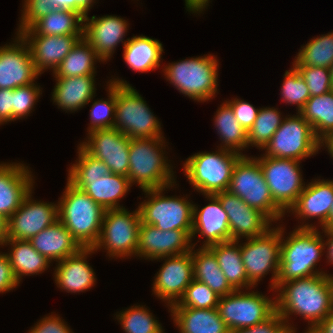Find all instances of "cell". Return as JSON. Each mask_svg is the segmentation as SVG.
<instances>
[{
    "instance_id": "cell-1",
    "label": "cell",
    "mask_w": 333,
    "mask_h": 333,
    "mask_svg": "<svg viewBox=\"0 0 333 333\" xmlns=\"http://www.w3.org/2000/svg\"><path fill=\"white\" fill-rule=\"evenodd\" d=\"M276 312L286 322L290 333H296L290 316L299 315L315 328L333 312V274L313 275L282 283L276 290ZM279 292V293H278Z\"/></svg>"
},
{
    "instance_id": "cell-2",
    "label": "cell",
    "mask_w": 333,
    "mask_h": 333,
    "mask_svg": "<svg viewBox=\"0 0 333 333\" xmlns=\"http://www.w3.org/2000/svg\"><path fill=\"white\" fill-rule=\"evenodd\" d=\"M282 226L281 257L276 289L290 280L328 274L316 268L325 252L322 232L318 228H295L285 237Z\"/></svg>"
},
{
    "instance_id": "cell-3",
    "label": "cell",
    "mask_w": 333,
    "mask_h": 333,
    "mask_svg": "<svg viewBox=\"0 0 333 333\" xmlns=\"http://www.w3.org/2000/svg\"><path fill=\"white\" fill-rule=\"evenodd\" d=\"M165 143H167L165 137L130 140L127 177L131 185L136 183L143 191L168 187L176 183L173 165L169 164L170 160L165 154L167 152L164 150Z\"/></svg>"
},
{
    "instance_id": "cell-4",
    "label": "cell",
    "mask_w": 333,
    "mask_h": 333,
    "mask_svg": "<svg viewBox=\"0 0 333 333\" xmlns=\"http://www.w3.org/2000/svg\"><path fill=\"white\" fill-rule=\"evenodd\" d=\"M58 202V220L83 248H93L101 233L105 209L67 180Z\"/></svg>"
},
{
    "instance_id": "cell-5",
    "label": "cell",
    "mask_w": 333,
    "mask_h": 333,
    "mask_svg": "<svg viewBox=\"0 0 333 333\" xmlns=\"http://www.w3.org/2000/svg\"><path fill=\"white\" fill-rule=\"evenodd\" d=\"M219 61L215 55L190 57L162 68L165 79L180 93L197 102H206L217 95Z\"/></svg>"
},
{
    "instance_id": "cell-6",
    "label": "cell",
    "mask_w": 333,
    "mask_h": 333,
    "mask_svg": "<svg viewBox=\"0 0 333 333\" xmlns=\"http://www.w3.org/2000/svg\"><path fill=\"white\" fill-rule=\"evenodd\" d=\"M116 84L115 121L113 128L132 138L164 137L161 122L154 116L143 97L127 81L112 78Z\"/></svg>"
},
{
    "instance_id": "cell-7",
    "label": "cell",
    "mask_w": 333,
    "mask_h": 333,
    "mask_svg": "<svg viewBox=\"0 0 333 333\" xmlns=\"http://www.w3.org/2000/svg\"><path fill=\"white\" fill-rule=\"evenodd\" d=\"M242 155L218 148L215 152H198L183 163V173L189 183L203 195L228 191L232 172Z\"/></svg>"
},
{
    "instance_id": "cell-8",
    "label": "cell",
    "mask_w": 333,
    "mask_h": 333,
    "mask_svg": "<svg viewBox=\"0 0 333 333\" xmlns=\"http://www.w3.org/2000/svg\"><path fill=\"white\" fill-rule=\"evenodd\" d=\"M228 191L265 214L272 222L277 223L285 217L286 213L274 202L261 166L253 156L245 154L238 159Z\"/></svg>"
},
{
    "instance_id": "cell-9",
    "label": "cell",
    "mask_w": 333,
    "mask_h": 333,
    "mask_svg": "<svg viewBox=\"0 0 333 333\" xmlns=\"http://www.w3.org/2000/svg\"><path fill=\"white\" fill-rule=\"evenodd\" d=\"M176 183L158 189L143 190L147 199L139 204L141 222L161 230H184L192 233L193 201L188 197L166 196L163 192Z\"/></svg>"
},
{
    "instance_id": "cell-10",
    "label": "cell",
    "mask_w": 333,
    "mask_h": 333,
    "mask_svg": "<svg viewBox=\"0 0 333 333\" xmlns=\"http://www.w3.org/2000/svg\"><path fill=\"white\" fill-rule=\"evenodd\" d=\"M323 147V143L315 136L312 126L300 113L287 115L270 141L262 150L263 156L304 160Z\"/></svg>"
},
{
    "instance_id": "cell-11",
    "label": "cell",
    "mask_w": 333,
    "mask_h": 333,
    "mask_svg": "<svg viewBox=\"0 0 333 333\" xmlns=\"http://www.w3.org/2000/svg\"><path fill=\"white\" fill-rule=\"evenodd\" d=\"M141 217L139 209H108L102 221L101 233L93 249H105L109 258H129L137 256L139 227Z\"/></svg>"
},
{
    "instance_id": "cell-12",
    "label": "cell",
    "mask_w": 333,
    "mask_h": 333,
    "mask_svg": "<svg viewBox=\"0 0 333 333\" xmlns=\"http://www.w3.org/2000/svg\"><path fill=\"white\" fill-rule=\"evenodd\" d=\"M240 243V253L248 280L256 287L265 275L272 273L270 291L276 290L281 257V226Z\"/></svg>"
},
{
    "instance_id": "cell-13",
    "label": "cell",
    "mask_w": 333,
    "mask_h": 333,
    "mask_svg": "<svg viewBox=\"0 0 333 333\" xmlns=\"http://www.w3.org/2000/svg\"><path fill=\"white\" fill-rule=\"evenodd\" d=\"M243 291L235 290L218 301V313L230 331L263 323L276 313V297Z\"/></svg>"
},
{
    "instance_id": "cell-14",
    "label": "cell",
    "mask_w": 333,
    "mask_h": 333,
    "mask_svg": "<svg viewBox=\"0 0 333 333\" xmlns=\"http://www.w3.org/2000/svg\"><path fill=\"white\" fill-rule=\"evenodd\" d=\"M261 156L255 158L261 166L272 198L287 213L306 185L300 170L301 161Z\"/></svg>"
},
{
    "instance_id": "cell-15",
    "label": "cell",
    "mask_w": 333,
    "mask_h": 333,
    "mask_svg": "<svg viewBox=\"0 0 333 333\" xmlns=\"http://www.w3.org/2000/svg\"><path fill=\"white\" fill-rule=\"evenodd\" d=\"M80 146L91 156L102 160L111 173L127 177L130 138L116 128L97 129L87 134Z\"/></svg>"
},
{
    "instance_id": "cell-16",
    "label": "cell",
    "mask_w": 333,
    "mask_h": 333,
    "mask_svg": "<svg viewBox=\"0 0 333 333\" xmlns=\"http://www.w3.org/2000/svg\"><path fill=\"white\" fill-rule=\"evenodd\" d=\"M32 191L34 190L30 191L18 210L8 218L7 240L29 241L58 220V205L33 200Z\"/></svg>"
},
{
    "instance_id": "cell-17",
    "label": "cell",
    "mask_w": 333,
    "mask_h": 333,
    "mask_svg": "<svg viewBox=\"0 0 333 333\" xmlns=\"http://www.w3.org/2000/svg\"><path fill=\"white\" fill-rule=\"evenodd\" d=\"M165 260L154 277L152 292L167 304L168 309L183 296L185 289L193 280V261L191 251L175 256L162 257Z\"/></svg>"
},
{
    "instance_id": "cell-18",
    "label": "cell",
    "mask_w": 333,
    "mask_h": 333,
    "mask_svg": "<svg viewBox=\"0 0 333 333\" xmlns=\"http://www.w3.org/2000/svg\"><path fill=\"white\" fill-rule=\"evenodd\" d=\"M191 236L184 230H161L146 223L140 224L137 257L155 259L181 255L192 250Z\"/></svg>"
},
{
    "instance_id": "cell-19",
    "label": "cell",
    "mask_w": 333,
    "mask_h": 333,
    "mask_svg": "<svg viewBox=\"0 0 333 333\" xmlns=\"http://www.w3.org/2000/svg\"><path fill=\"white\" fill-rule=\"evenodd\" d=\"M16 35L14 43L0 47V89L32 84L40 76L28 45L19 34Z\"/></svg>"
},
{
    "instance_id": "cell-20",
    "label": "cell",
    "mask_w": 333,
    "mask_h": 333,
    "mask_svg": "<svg viewBox=\"0 0 333 333\" xmlns=\"http://www.w3.org/2000/svg\"><path fill=\"white\" fill-rule=\"evenodd\" d=\"M333 203V180L314 179L308 184L298 196L295 204L288 210V213L295 215L301 225L296 228H317L308 221L310 218H318L321 229L329 228V212ZM301 218V219H300Z\"/></svg>"
},
{
    "instance_id": "cell-21",
    "label": "cell",
    "mask_w": 333,
    "mask_h": 333,
    "mask_svg": "<svg viewBox=\"0 0 333 333\" xmlns=\"http://www.w3.org/2000/svg\"><path fill=\"white\" fill-rule=\"evenodd\" d=\"M226 211L231 240L248 239L265 234L272 226V221L259 210L248 206L241 198L229 191L215 194Z\"/></svg>"
},
{
    "instance_id": "cell-22",
    "label": "cell",
    "mask_w": 333,
    "mask_h": 333,
    "mask_svg": "<svg viewBox=\"0 0 333 333\" xmlns=\"http://www.w3.org/2000/svg\"><path fill=\"white\" fill-rule=\"evenodd\" d=\"M127 22L116 15L84 17L83 38L93 47L103 63L112 58L120 42L123 47L128 42L129 38L124 39L129 27Z\"/></svg>"
},
{
    "instance_id": "cell-23",
    "label": "cell",
    "mask_w": 333,
    "mask_h": 333,
    "mask_svg": "<svg viewBox=\"0 0 333 333\" xmlns=\"http://www.w3.org/2000/svg\"><path fill=\"white\" fill-rule=\"evenodd\" d=\"M208 205L198 208L193 204L191 240L196 234L205 237L204 244L200 247H209L220 242L230 241L231 232L226 211L216 195H204Z\"/></svg>"
},
{
    "instance_id": "cell-24",
    "label": "cell",
    "mask_w": 333,
    "mask_h": 333,
    "mask_svg": "<svg viewBox=\"0 0 333 333\" xmlns=\"http://www.w3.org/2000/svg\"><path fill=\"white\" fill-rule=\"evenodd\" d=\"M33 178L24 163H0V214L9 218L18 210L34 189Z\"/></svg>"
},
{
    "instance_id": "cell-25",
    "label": "cell",
    "mask_w": 333,
    "mask_h": 333,
    "mask_svg": "<svg viewBox=\"0 0 333 333\" xmlns=\"http://www.w3.org/2000/svg\"><path fill=\"white\" fill-rule=\"evenodd\" d=\"M30 49L36 71L41 75L47 69L54 72L83 35H20ZM46 69V70H45Z\"/></svg>"
},
{
    "instance_id": "cell-26",
    "label": "cell",
    "mask_w": 333,
    "mask_h": 333,
    "mask_svg": "<svg viewBox=\"0 0 333 333\" xmlns=\"http://www.w3.org/2000/svg\"><path fill=\"white\" fill-rule=\"evenodd\" d=\"M91 253H95L93 248H82L78 253L56 263L53 274L56 286L62 291L79 294L95 286L96 273L87 261Z\"/></svg>"
},
{
    "instance_id": "cell-27",
    "label": "cell",
    "mask_w": 333,
    "mask_h": 333,
    "mask_svg": "<svg viewBox=\"0 0 333 333\" xmlns=\"http://www.w3.org/2000/svg\"><path fill=\"white\" fill-rule=\"evenodd\" d=\"M55 80L51 99L63 111L80 110L95 98V75L55 77Z\"/></svg>"
},
{
    "instance_id": "cell-28",
    "label": "cell",
    "mask_w": 333,
    "mask_h": 333,
    "mask_svg": "<svg viewBox=\"0 0 333 333\" xmlns=\"http://www.w3.org/2000/svg\"><path fill=\"white\" fill-rule=\"evenodd\" d=\"M29 242L50 262H59L83 248L59 220L40 231Z\"/></svg>"
},
{
    "instance_id": "cell-29",
    "label": "cell",
    "mask_w": 333,
    "mask_h": 333,
    "mask_svg": "<svg viewBox=\"0 0 333 333\" xmlns=\"http://www.w3.org/2000/svg\"><path fill=\"white\" fill-rule=\"evenodd\" d=\"M68 181L75 187L85 191L105 210L124 208L119 201L126 196L132 186L128 177L113 173L100 179Z\"/></svg>"
},
{
    "instance_id": "cell-30",
    "label": "cell",
    "mask_w": 333,
    "mask_h": 333,
    "mask_svg": "<svg viewBox=\"0 0 333 333\" xmlns=\"http://www.w3.org/2000/svg\"><path fill=\"white\" fill-rule=\"evenodd\" d=\"M168 312H171L179 333H229L230 331L217 308L170 307Z\"/></svg>"
},
{
    "instance_id": "cell-31",
    "label": "cell",
    "mask_w": 333,
    "mask_h": 333,
    "mask_svg": "<svg viewBox=\"0 0 333 333\" xmlns=\"http://www.w3.org/2000/svg\"><path fill=\"white\" fill-rule=\"evenodd\" d=\"M163 44L144 35L133 36L123 47V59L134 71L145 73L160 67Z\"/></svg>"
},
{
    "instance_id": "cell-32",
    "label": "cell",
    "mask_w": 333,
    "mask_h": 333,
    "mask_svg": "<svg viewBox=\"0 0 333 333\" xmlns=\"http://www.w3.org/2000/svg\"><path fill=\"white\" fill-rule=\"evenodd\" d=\"M194 249L195 246L191 250L193 279L206 284L219 297L234 292L235 289L224 276L214 253L208 247Z\"/></svg>"
},
{
    "instance_id": "cell-33",
    "label": "cell",
    "mask_w": 333,
    "mask_h": 333,
    "mask_svg": "<svg viewBox=\"0 0 333 333\" xmlns=\"http://www.w3.org/2000/svg\"><path fill=\"white\" fill-rule=\"evenodd\" d=\"M9 246L7 256L16 281L20 284L23 276L42 274L50 266V261L37 252L29 241L6 240L3 246Z\"/></svg>"
},
{
    "instance_id": "cell-34",
    "label": "cell",
    "mask_w": 333,
    "mask_h": 333,
    "mask_svg": "<svg viewBox=\"0 0 333 333\" xmlns=\"http://www.w3.org/2000/svg\"><path fill=\"white\" fill-rule=\"evenodd\" d=\"M239 242L230 240L211 245L208 248L216 256L220 269L235 290H251L255 286L247 278Z\"/></svg>"
},
{
    "instance_id": "cell-35",
    "label": "cell",
    "mask_w": 333,
    "mask_h": 333,
    "mask_svg": "<svg viewBox=\"0 0 333 333\" xmlns=\"http://www.w3.org/2000/svg\"><path fill=\"white\" fill-rule=\"evenodd\" d=\"M84 17L77 12L55 10L38 19L19 35H83Z\"/></svg>"
},
{
    "instance_id": "cell-36",
    "label": "cell",
    "mask_w": 333,
    "mask_h": 333,
    "mask_svg": "<svg viewBox=\"0 0 333 333\" xmlns=\"http://www.w3.org/2000/svg\"><path fill=\"white\" fill-rule=\"evenodd\" d=\"M299 113L312 126L315 136L322 143L333 137V89L310 97Z\"/></svg>"
},
{
    "instance_id": "cell-37",
    "label": "cell",
    "mask_w": 333,
    "mask_h": 333,
    "mask_svg": "<svg viewBox=\"0 0 333 333\" xmlns=\"http://www.w3.org/2000/svg\"><path fill=\"white\" fill-rule=\"evenodd\" d=\"M97 60L102 59L94 51L93 47L82 37L73 46L68 55L60 62L53 72L54 77H76L96 75Z\"/></svg>"
},
{
    "instance_id": "cell-38",
    "label": "cell",
    "mask_w": 333,
    "mask_h": 333,
    "mask_svg": "<svg viewBox=\"0 0 333 333\" xmlns=\"http://www.w3.org/2000/svg\"><path fill=\"white\" fill-rule=\"evenodd\" d=\"M214 116V127L221 141L220 148L244 155L241 151L248 147L247 132L236 119L234 111L226 100L219 106Z\"/></svg>"
},
{
    "instance_id": "cell-39",
    "label": "cell",
    "mask_w": 333,
    "mask_h": 333,
    "mask_svg": "<svg viewBox=\"0 0 333 333\" xmlns=\"http://www.w3.org/2000/svg\"><path fill=\"white\" fill-rule=\"evenodd\" d=\"M294 67H327L333 65V32L311 38L303 45L292 64Z\"/></svg>"
},
{
    "instance_id": "cell-40",
    "label": "cell",
    "mask_w": 333,
    "mask_h": 333,
    "mask_svg": "<svg viewBox=\"0 0 333 333\" xmlns=\"http://www.w3.org/2000/svg\"><path fill=\"white\" fill-rule=\"evenodd\" d=\"M284 115L278 108L262 107L259 108L257 117L247 132L248 147L263 149L270 141L276 130L281 126Z\"/></svg>"
},
{
    "instance_id": "cell-41",
    "label": "cell",
    "mask_w": 333,
    "mask_h": 333,
    "mask_svg": "<svg viewBox=\"0 0 333 333\" xmlns=\"http://www.w3.org/2000/svg\"><path fill=\"white\" fill-rule=\"evenodd\" d=\"M117 313L116 320L125 333H165L159 321L143 305L130 306Z\"/></svg>"
},
{
    "instance_id": "cell-42",
    "label": "cell",
    "mask_w": 333,
    "mask_h": 333,
    "mask_svg": "<svg viewBox=\"0 0 333 333\" xmlns=\"http://www.w3.org/2000/svg\"><path fill=\"white\" fill-rule=\"evenodd\" d=\"M107 100L103 98L93 100L90 106V124L87 127V132L97 129L113 128L115 121V106H116V84L107 82Z\"/></svg>"
},
{
    "instance_id": "cell-43",
    "label": "cell",
    "mask_w": 333,
    "mask_h": 333,
    "mask_svg": "<svg viewBox=\"0 0 333 333\" xmlns=\"http://www.w3.org/2000/svg\"><path fill=\"white\" fill-rule=\"evenodd\" d=\"M78 158L68 169L67 180H89L102 178L111 173L102 160L88 154L80 145Z\"/></svg>"
},
{
    "instance_id": "cell-44",
    "label": "cell",
    "mask_w": 333,
    "mask_h": 333,
    "mask_svg": "<svg viewBox=\"0 0 333 333\" xmlns=\"http://www.w3.org/2000/svg\"><path fill=\"white\" fill-rule=\"evenodd\" d=\"M283 76L284 80L280 91L282 101L286 104H295L297 113H299L310 98L309 88L294 66L290 70H286Z\"/></svg>"
},
{
    "instance_id": "cell-45",
    "label": "cell",
    "mask_w": 333,
    "mask_h": 333,
    "mask_svg": "<svg viewBox=\"0 0 333 333\" xmlns=\"http://www.w3.org/2000/svg\"><path fill=\"white\" fill-rule=\"evenodd\" d=\"M219 298L206 284L193 279L183 296L171 307L212 309L217 308Z\"/></svg>"
},
{
    "instance_id": "cell-46",
    "label": "cell",
    "mask_w": 333,
    "mask_h": 333,
    "mask_svg": "<svg viewBox=\"0 0 333 333\" xmlns=\"http://www.w3.org/2000/svg\"><path fill=\"white\" fill-rule=\"evenodd\" d=\"M41 94V87L37 83L13 89V122L28 117Z\"/></svg>"
},
{
    "instance_id": "cell-47",
    "label": "cell",
    "mask_w": 333,
    "mask_h": 333,
    "mask_svg": "<svg viewBox=\"0 0 333 333\" xmlns=\"http://www.w3.org/2000/svg\"><path fill=\"white\" fill-rule=\"evenodd\" d=\"M309 88L310 97L328 93L333 89L331 69L327 67H295Z\"/></svg>"
},
{
    "instance_id": "cell-48",
    "label": "cell",
    "mask_w": 333,
    "mask_h": 333,
    "mask_svg": "<svg viewBox=\"0 0 333 333\" xmlns=\"http://www.w3.org/2000/svg\"><path fill=\"white\" fill-rule=\"evenodd\" d=\"M16 34L30 28L38 19L55 11L53 0H24Z\"/></svg>"
},
{
    "instance_id": "cell-49",
    "label": "cell",
    "mask_w": 333,
    "mask_h": 333,
    "mask_svg": "<svg viewBox=\"0 0 333 333\" xmlns=\"http://www.w3.org/2000/svg\"><path fill=\"white\" fill-rule=\"evenodd\" d=\"M226 102L231 106L240 125L246 132H248L257 117L259 109L249 102L243 101V99L241 100L237 97Z\"/></svg>"
},
{
    "instance_id": "cell-50",
    "label": "cell",
    "mask_w": 333,
    "mask_h": 333,
    "mask_svg": "<svg viewBox=\"0 0 333 333\" xmlns=\"http://www.w3.org/2000/svg\"><path fill=\"white\" fill-rule=\"evenodd\" d=\"M229 333H290L286 322L276 312L271 318L263 323L254 325L250 328L235 329Z\"/></svg>"
},
{
    "instance_id": "cell-51",
    "label": "cell",
    "mask_w": 333,
    "mask_h": 333,
    "mask_svg": "<svg viewBox=\"0 0 333 333\" xmlns=\"http://www.w3.org/2000/svg\"><path fill=\"white\" fill-rule=\"evenodd\" d=\"M66 323L57 314H49L40 319L28 333H74Z\"/></svg>"
},
{
    "instance_id": "cell-52",
    "label": "cell",
    "mask_w": 333,
    "mask_h": 333,
    "mask_svg": "<svg viewBox=\"0 0 333 333\" xmlns=\"http://www.w3.org/2000/svg\"><path fill=\"white\" fill-rule=\"evenodd\" d=\"M18 285L19 283L14 277L7 254L0 252V293L14 290Z\"/></svg>"
},
{
    "instance_id": "cell-53",
    "label": "cell",
    "mask_w": 333,
    "mask_h": 333,
    "mask_svg": "<svg viewBox=\"0 0 333 333\" xmlns=\"http://www.w3.org/2000/svg\"><path fill=\"white\" fill-rule=\"evenodd\" d=\"M13 121V89H0V125Z\"/></svg>"
},
{
    "instance_id": "cell-54",
    "label": "cell",
    "mask_w": 333,
    "mask_h": 333,
    "mask_svg": "<svg viewBox=\"0 0 333 333\" xmlns=\"http://www.w3.org/2000/svg\"><path fill=\"white\" fill-rule=\"evenodd\" d=\"M96 0H71V11L80 13L83 17L88 15Z\"/></svg>"
},
{
    "instance_id": "cell-55",
    "label": "cell",
    "mask_w": 333,
    "mask_h": 333,
    "mask_svg": "<svg viewBox=\"0 0 333 333\" xmlns=\"http://www.w3.org/2000/svg\"><path fill=\"white\" fill-rule=\"evenodd\" d=\"M324 232L323 237L327 238L326 241L324 240L325 243V249L327 255H325L327 258V262L331 263L333 265V227L327 228V229H322V234ZM327 247V248H326Z\"/></svg>"
},
{
    "instance_id": "cell-56",
    "label": "cell",
    "mask_w": 333,
    "mask_h": 333,
    "mask_svg": "<svg viewBox=\"0 0 333 333\" xmlns=\"http://www.w3.org/2000/svg\"><path fill=\"white\" fill-rule=\"evenodd\" d=\"M210 0H185V7L188 12L192 14H200L207 9Z\"/></svg>"
},
{
    "instance_id": "cell-57",
    "label": "cell",
    "mask_w": 333,
    "mask_h": 333,
    "mask_svg": "<svg viewBox=\"0 0 333 333\" xmlns=\"http://www.w3.org/2000/svg\"><path fill=\"white\" fill-rule=\"evenodd\" d=\"M315 329L320 333H333V312L321 321Z\"/></svg>"
},
{
    "instance_id": "cell-58",
    "label": "cell",
    "mask_w": 333,
    "mask_h": 333,
    "mask_svg": "<svg viewBox=\"0 0 333 333\" xmlns=\"http://www.w3.org/2000/svg\"><path fill=\"white\" fill-rule=\"evenodd\" d=\"M8 238V218L0 214V247Z\"/></svg>"
},
{
    "instance_id": "cell-59",
    "label": "cell",
    "mask_w": 333,
    "mask_h": 333,
    "mask_svg": "<svg viewBox=\"0 0 333 333\" xmlns=\"http://www.w3.org/2000/svg\"><path fill=\"white\" fill-rule=\"evenodd\" d=\"M53 7L58 10L71 11V0H53Z\"/></svg>"
},
{
    "instance_id": "cell-60",
    "label": "cell",
    "mask_w": 333,
    "mask_h": 333,
    "mask_svg": "<svg viewBox=\"0 0 333 333\" xmlns=\"http://www.w3.org/2000/svg\"><path fill=\"white\" fill-rule=\"evenodd\" d=\"M323 146L327 148L326 151L331 155V158H333V137H330L327 139L324 143Z\"/></svg>"
},
{
    "instance_id": "cell-61",
    "label": "cell",
    "mask_w": 333,
    "mask_h": 333,
    "mask_svg": "<svg viewBox=\"0 0 333 333\" xmlns=\"http://www.w3.org/2000/svg\"><path fill=\"white\" fill-rule=\"evenodd\" d=\"M333 227V203L330 207V212H329V228Z\"/></svg>"
},
{
    "instance_id": "cell-62",
    "label": "cell",
    "mask_w": 333,
    "mask_h": 333,
    "mask_svg": "<svg viewBox=\"0 0 333 333\" xmlns=\"http://www.w3.org/2000/svg\"><path fill=\"white\" fill-rule=\"evenodd\" d=\"M304 333H320L315 328H308Z\"/></svg>"
},
{
    "instance_id": "cell-63",
    "label": "cell",
    "mask_w": 333,
    "mask_h": 333,
    "mask_svg": "<svg viewBox=\"0 0 333 333\" xmlns=\"http://www.w3.org/2000/svg\"><path fill=\"white\" fill-rule=\"evenodd\" d=\"M331 76H332V86H333V65L331 67Z\"/></svg>"
}]
</instances>
